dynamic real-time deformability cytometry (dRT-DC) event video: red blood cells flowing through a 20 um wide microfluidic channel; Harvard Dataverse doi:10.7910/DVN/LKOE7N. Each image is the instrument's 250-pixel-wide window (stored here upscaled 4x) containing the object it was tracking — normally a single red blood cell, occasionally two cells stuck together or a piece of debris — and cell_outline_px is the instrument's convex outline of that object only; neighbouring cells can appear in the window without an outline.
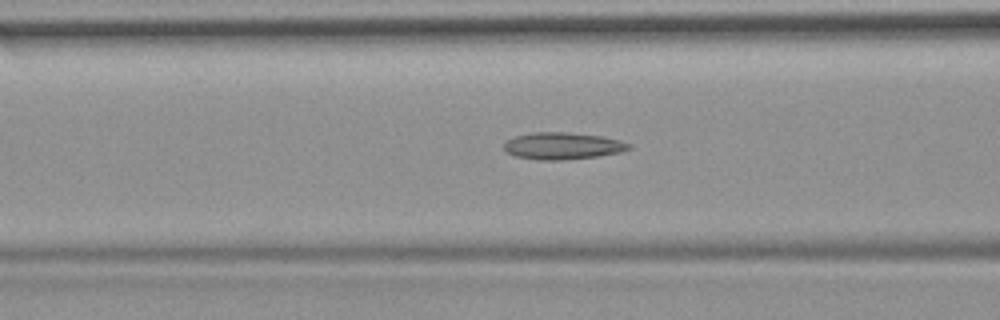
{"species": "common noctule bat (a hibernating species)", "species_latin": "Nyctalus noctula", "temperature_condition": "room temperature", "stored_images_in_passage": 41, "camera_frame_rate_fps": 3000, "um_per_image_px": 0.085, "animal": {"sex": "female", "body_mass_g": 19.9}, "frame": {"image": 1, "passage_image": 8, "time_ms": 2.333, "image_size_px": [1000, 320], "cell_outline_px": [[632, 148], [620, 152], [600, 156], [560, 160], [540, 160], [516, 156], [508, 152], [504, 148], [504, 144], [508, 140], [516, 136], [532, 132], [568, 132], [604, 136], [620, 140], [632, 144]], "centroid_in_image_um": [47.88, 12.39], "position_along_channel_um": 118.7, "area_um2": 19.65}}
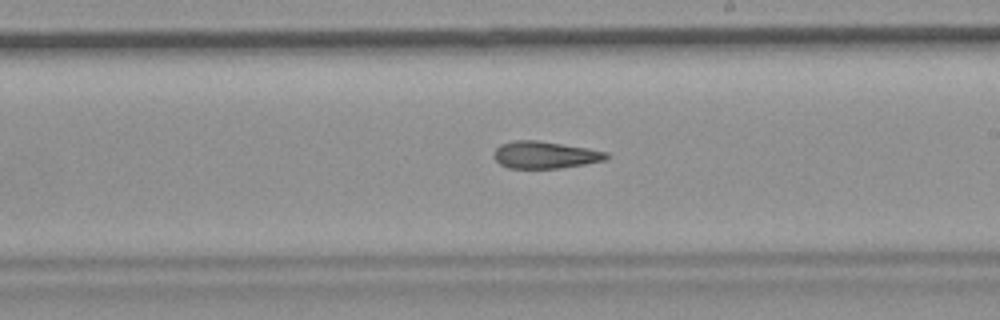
{"frame": {"image": 2, "passage_image": 18, "time_ms": 5.667, "image_size_px": [1000, 320], "cell_outline_px": [[608, 156], [604, 160], [584, 164], [560, 168], [508, 168], [500, 164], [492, 156], [496, 148], [500, 144], [512, 140], [536, 140], [588, 148], [608, 152]], "centroid_in_image_um": [46.28, 13.16], "position_along_channel_um": 242.7, "area_um2": 17.74}}
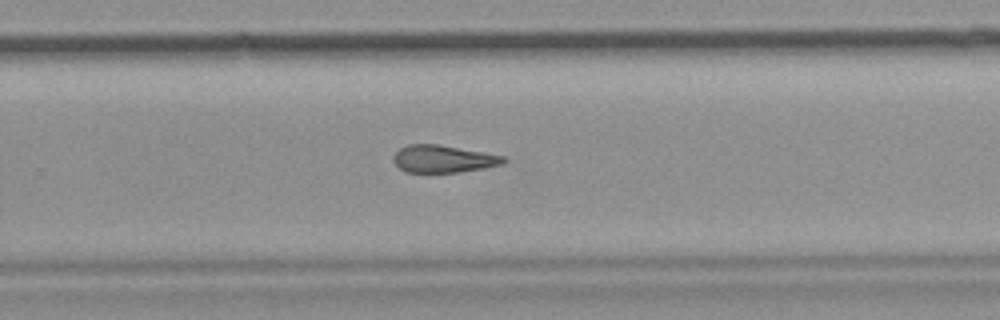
{"frame": {"image": 3, "passage_image": 22, "time_ms": 7.0, "image_size_px": [1000, 320], "cell_outline_px": [[508, 160], [504, 164], [484, 168], [460, 172], [404, 172], [392, 160], [392, 156], [400, 148], [408, 144], [436, 144], [504, 156]], "centroid_in_image_um": [37.66, 13.51], "position_along_channel_um": 292.1, "area_um2": 17.51}, "authors_computed_cell_mechanics": {"area_um2": 18.496, "velocity_mm_per_s": 3.7285, "shape_relaxation_time_tau1_ms": null, "shape_relaxation_time_tau2_ms": 6.0602, "deformation_change_tau1": null, "deformation_change_tau2": 0.1678}}